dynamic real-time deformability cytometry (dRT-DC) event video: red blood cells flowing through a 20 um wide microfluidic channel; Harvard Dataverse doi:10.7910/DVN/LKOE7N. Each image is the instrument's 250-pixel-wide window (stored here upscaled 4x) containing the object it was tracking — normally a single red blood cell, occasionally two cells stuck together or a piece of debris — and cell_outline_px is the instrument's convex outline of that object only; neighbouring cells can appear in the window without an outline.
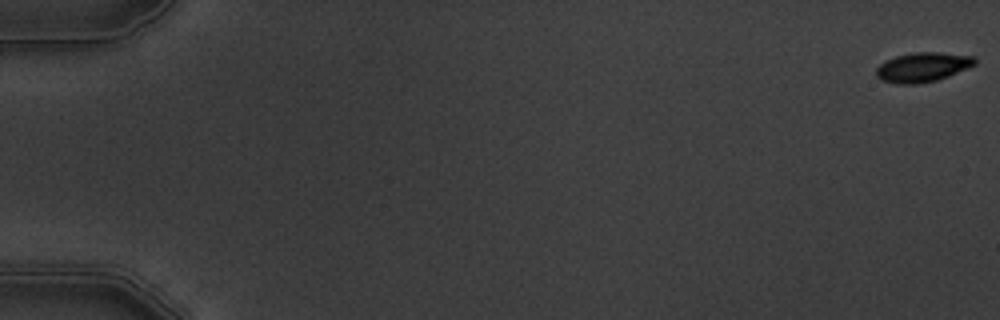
{"species": "common noctule bat (a hibernating species)", "species_latin": "Nyctalus noctula", "temperature_condition": "warm", "stored_images_in_passage": 6, "camera_frame_rate_fps": 3000, "um_per_image_px": 0.085, "animal": {"sex": "male", "body_mass_g": 19.5, "forearm_length_mm": 54.6}, "frame": {"image": 1, "passage_image": 1, "time_ms": 0.0, "image_size_px": [1000, 320], "cell_outline_px": [[976, 64], [948, 76], [936, 80], [916, 84], [896, 84], [880, 80], [876, 76], [876, 68], [880, 64], [896, 56], [916, 52], [940, 52], [976, 56]], "centroid_in_image_um": [78.43, 5.71], "position_along_channel_um": 6.6, "area_um2": 16.94}}
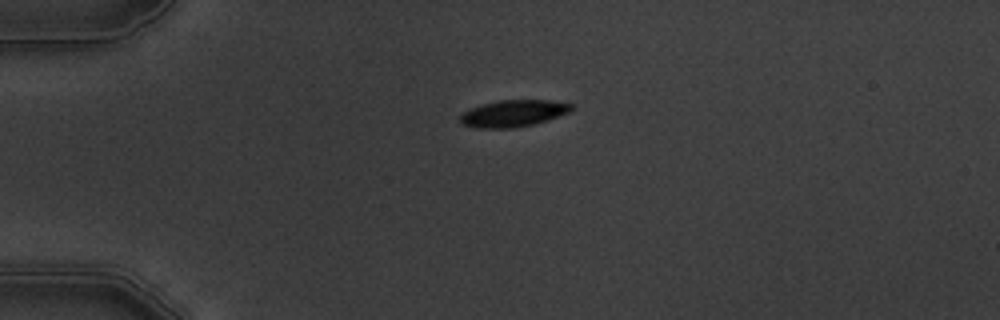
{"frame": {"image": 2, "passage_image": 5, "time_ms": 4.667, "image_size_px": [1000, 320], "cell_outline_px": [[572, 108], [568, 112], [532, 124], [512, 128], [476, 128], [460, 124], [460, 116], [468, 108], [480, 104], [496, 100], [552, 100], [572, 104]], "centroid_in_image_um": [43.54, 9.62], "position_along_channel_um": 41.5, "area_um2": 17.28}}